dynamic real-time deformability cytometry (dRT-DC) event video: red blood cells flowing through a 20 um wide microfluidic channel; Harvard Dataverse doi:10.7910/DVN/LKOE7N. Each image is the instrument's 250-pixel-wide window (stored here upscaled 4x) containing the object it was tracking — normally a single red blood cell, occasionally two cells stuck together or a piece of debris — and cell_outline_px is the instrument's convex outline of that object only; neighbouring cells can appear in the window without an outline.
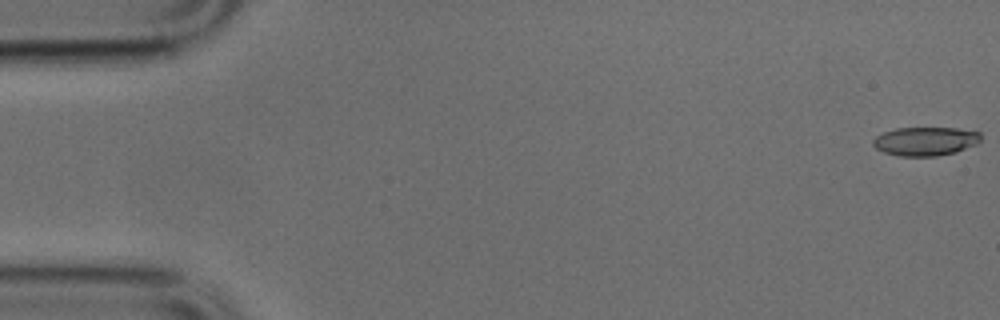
{"species": "common noctule bat (a hibernating species)", "species_latin": "Nyctalus noctula", "temperature_condition": "cold", "stored_images_in_passage": 51, "camera_frame_rate_fps": 3000, "um_per_image_px": 0.085, "animal": {"sex": "male", "body_mass_g": 17.9, "forearm_length_mm": 54.2}, "frame": {"image": 1, "passage_image": 1, "time_ms": 0.0, "image_size_px": [1000, 320], "cell_outline_px": [[980, 140], [976, 144], [956, 152], [936, 156], [900, 156], [884, 152], [876, 148], [872, 144], [872, 140], [876, 136], [884, 132], [896, 128], [956, 128], [980, 132]], "centroid_in_image_um": [78.64, 12.0], "position_along_channel_um": 6.4, "area_um2": 17.98}}
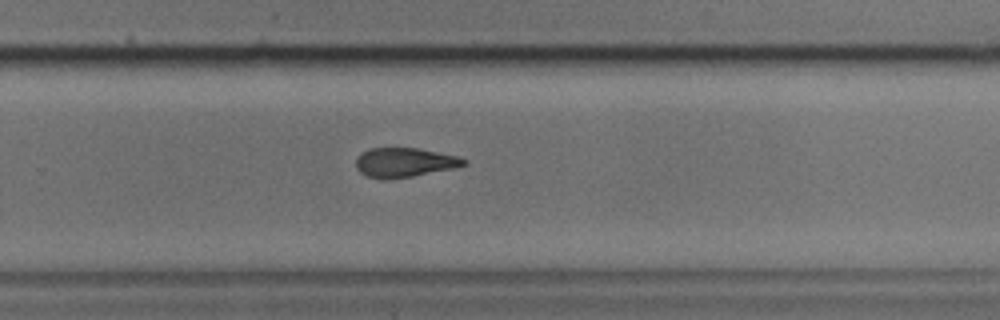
{"frame": {"image": 2, "passage_image": 33, "time_ms": 10.667, "image_size_px": [1000, 320], "cell_outline_px": [[468, 164], [456, 168], [412, 176], [388, 180], [380, 180], [368, 176], [360, 172], [356, 168], [356, 156], [360, 152], [372, 148], [420, 148], [456, 156], [468, 160]], "centroid_in_image_um": [34.37, 13.81], "position_along_channel_um": 295.4, "area_um2": 18.73}}
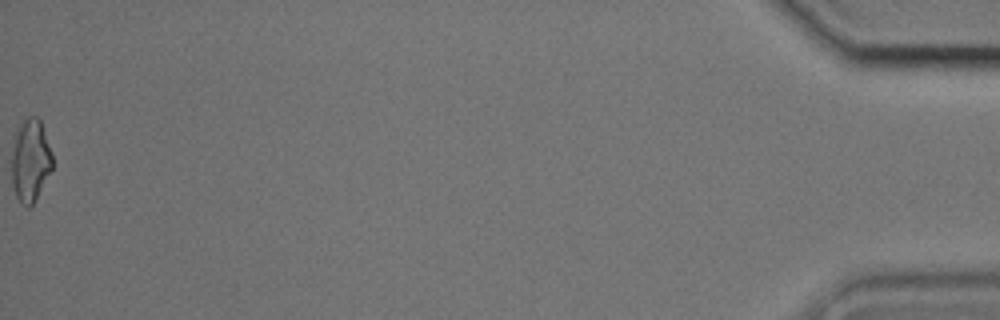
{"frame": {"image": 3, "passage_image": 51, "time_ms": 16.667, "image_size_px": [1000, 320], "cell_outline_px": [[52, 168], [36, 200], [28, 208], [20, 204], [16, 196], [12, 184], [12, 152], [16, 136], [24, 120], [28, 116], [36, 116], [40, 120], [52, 152]], "centroid_in_image_um": [2.6, 13.7], "position_along_channel_um": 432.6, "area_um2": 19.36}}